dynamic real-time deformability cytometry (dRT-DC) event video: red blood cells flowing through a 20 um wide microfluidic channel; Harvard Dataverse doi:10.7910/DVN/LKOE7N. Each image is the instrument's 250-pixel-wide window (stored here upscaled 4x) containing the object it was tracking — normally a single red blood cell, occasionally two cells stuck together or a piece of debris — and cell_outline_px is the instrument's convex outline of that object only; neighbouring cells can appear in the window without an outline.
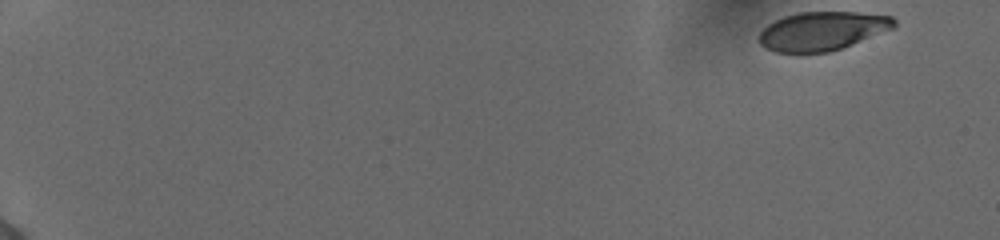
{"species": "human", "species_latin": "Homo sapiens", "temperature_condition": "cold", "stored_images_in_passage": 53, "camera_frame_rate_fps": 3000, "um_per_image_px": 0.085, "donor": {"sex": "female"}, "frame": {"image": 1, "passage_image": 1, "time_ms": 0.0, "image_size_px": [1000, 240], "cell_outline_px": [[896, 28], [852, 44], [828, 52], [776, 52], [764, 48], [760, 44], [760, 32], [768, 24], [784, 16], [796, 12], [856, 12], [892, 16], [896, 20]], "centroid_in_image_um": [69.92, 2.62], "position_along_channel_um": 15.1, "area_um2": 30.46}}
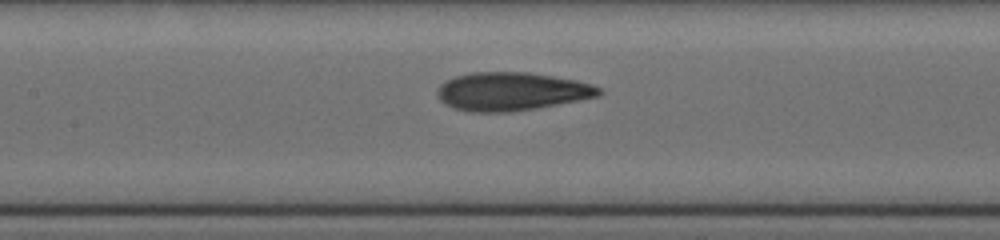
{"frame": {"image": 2, "passage_image": 27, "time_ms": 8.667, "image_size_px": [1000, 240], "cell_outline_px": [[604, 92], [600, 96], [536, 108], [508, 112], [472, 112], [452, 108], [444, 104], [436, 96], [436, 88], [440, 84], [456, 76], [472, 72], [528, 72], [576, 80], [592, 84], [600, 88]], "centroid_in_image_um": [43.45, 7.78], "position_along_channel_um": 163.9, "area_um2": 36.24}}
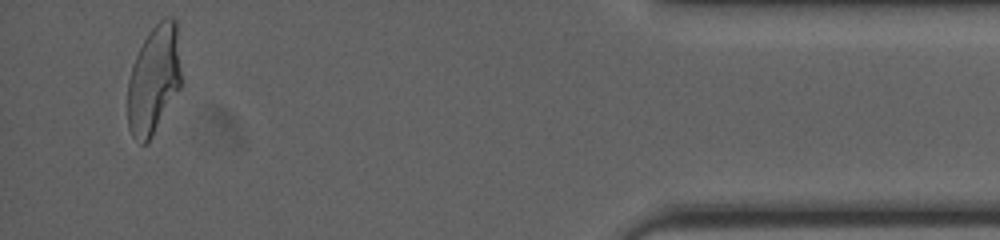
{"frame": {"image": 3, "passage_image": 51, "time_ms": 16.667, "image_size_px": [1000, 240], "cell_outline_px": [[180, 88], [148, 144], [140, 144], [132, 136], [128, 128], [128, 80], [132, 64], [148, 32], [164, 16], [172, 16], [176, 20], [180, 72]], "centroid_in_image_um": [13.06, 6.8], "position_along_channel_um": 422.1, "area_um2": 33.87}, "authors_computed_cell_mechanics": {"area_um2": 34.6222, "velocity_mm_per_s": 3.8747, "shape_relaxation_time_tau1_ms": 5.8599, "shape_relaxation_time_tau2_ms": 1.188, "deformation_change_tau1": 0.1977, "deformation_change_tau2": 0.0806}}